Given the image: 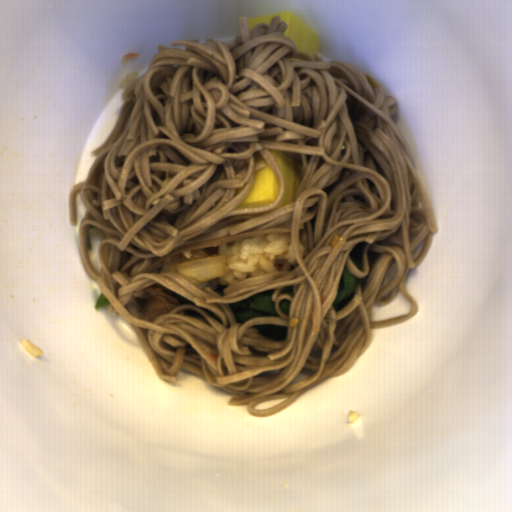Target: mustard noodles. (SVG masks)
<instances>
[{"instance_id": "obj_1", "label": "mustard noodles", "mask_w": 512, "mask_h": 512, "mask_svg": "<svg viewBox=\"0 0 512 512\" xmlns=\"http://www.w3.org/2000/svg\"><path fill=\"white\" fill-rule=\"evenodd\" d=\"M238 19L241 35L228 42L158 44L147 71L122 91L126 101L91 151L85 180L70 188L69 223L78 225L80 192L82 267L109 312L134 329L157 377L176 385L183 368L231 393L228 406L260 418L349 372L371 346L372 329L417 315L407 275L428 255L438 225L391 118L397 99L372 90L349 62L297 51L280 16L251 29L247 16ZM269 149L298 160L301 184L288 205L246 216L272 209L284 193ZM267 164L280 182L276 202L234 209ZM273 232L291 233L298 267L231 284L225 297L151 272L176 254ZM362 241L361 272L348 253ZM345 265L361 283L336 313ZM151 286L179 305L146 320ZM399 288L413 310L371 322L375 303H390ZM268 289L282 318L236 323L228 302ZM272 324L288 326L285 340L252 327Z\"/></svg>"}]
</instances>
